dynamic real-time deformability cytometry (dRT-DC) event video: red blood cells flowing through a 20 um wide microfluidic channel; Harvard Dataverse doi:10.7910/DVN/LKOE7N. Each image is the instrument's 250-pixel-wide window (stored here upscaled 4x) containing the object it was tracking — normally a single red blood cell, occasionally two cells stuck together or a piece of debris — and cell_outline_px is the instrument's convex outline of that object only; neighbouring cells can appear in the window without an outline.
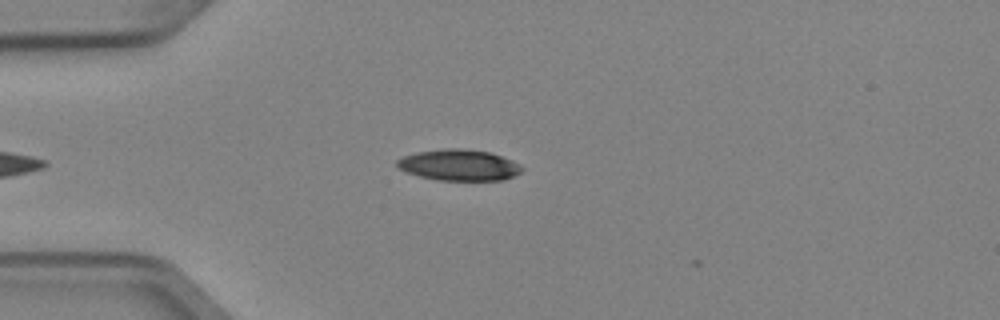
{"species": "Egyptian fruit bat (a non-hibernating species)", "species_latin": "Rousettus aegyptiacus", "temperature_condition": "cold", "stored_images_in_passage": 2, "camera_frame_rate_fps": 3000, "um_per_image_px": 0.085, "animal": {"sex": "female"}, "frame": {"image": 1, "passage_image": 2, "time_ms": 0.333, "image_size_px": [1000, 320], "cell_outline_px": [[524, 168], [520, 172], [504, 180], [436, 180], [404, 172], [396, 168], [396, 160], [404, 156], [416, 152], [444, 148], [460, 148], [492, 152], [512, 160]], "centroid_in_image_um": [38.98, 14.02], "position_along_channel_um": 46.0, "area_um2": 22.83}}